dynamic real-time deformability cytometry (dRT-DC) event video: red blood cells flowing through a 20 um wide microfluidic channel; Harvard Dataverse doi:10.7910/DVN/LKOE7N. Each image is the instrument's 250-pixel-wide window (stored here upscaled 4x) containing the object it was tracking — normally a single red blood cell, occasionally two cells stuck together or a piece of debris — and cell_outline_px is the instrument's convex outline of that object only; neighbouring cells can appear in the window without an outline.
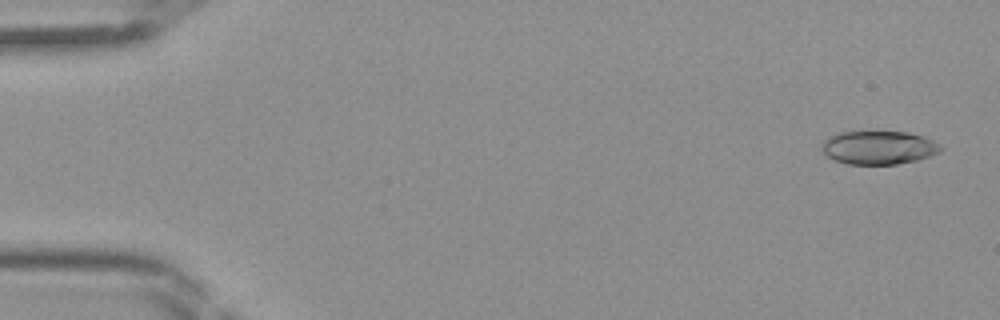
{"species": "Egyptian fruit bat (a non-hibernating species)", "species_latin": "Rousettus aegyptiacus", "temperature_condition": "room temperature", "stored_images_in_passage": 44, "camera_frame_rate_fps": 3000, "um_per_image_px": 0.085, "frame": {"image": 1, "passage_image": 2, "time_ms": 0.333, "image_size_px": [1000, 320], "cell_outline_px": [[944, 148], [940, 152], [916, 160], [896, 164], [848, 164], [836, 160], [828, 156], [824, 152], [824, 140], [828, 136], [840, 132], [908, 132], [924, 136], [932, 140]], "centroid_in_image_um": [74.72, 12.54], "position_along_channel_um": 10.3, "area_um2": 22.89}}
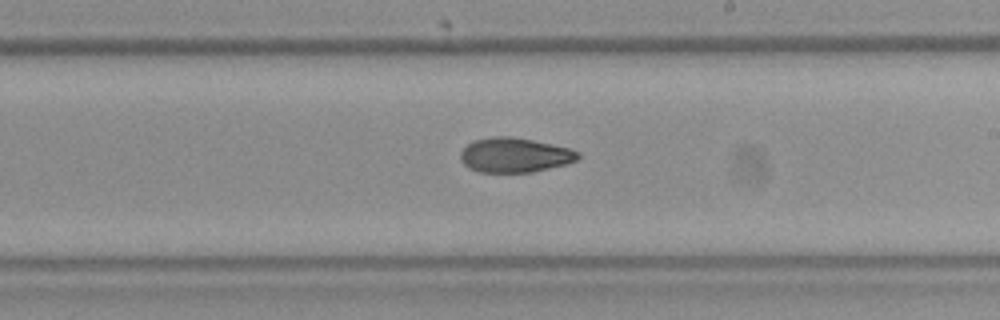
{"frame": {"image": 2, "passage_image": 26, "time_ms": 8.333, "image_size_px": [1000, 320], "cell_outline_px": [[580, 156], [576, 160], [568, 164], [532, 172], [480, 172], [468, 168], [460, 160], [460, 152], [472, 140], [492, 136], [512, 136], [552, 144], [568, 148], [580, 152]], "centroid_in_image_um": [43.73, 13.18], "position_along_channel_um": 245.3, "area_um2": 23.87}}
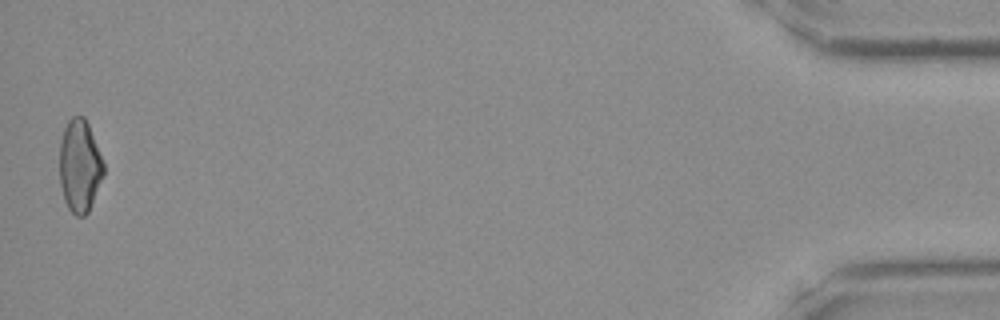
{"frame": {"image": 3, "passage_image": 44, "time_ms": 14.333, "image_size_px": [1000, 320], "cell_outline_px": [[104, 172], [88, 212], [84, 216], [76, 216], [68, 208], [64, 200], [60, 184], [60, 140], [64, 128], [68, 120], [72, 116], [84, 116], [88, 124], [104, 164]], "centroid_in_image_um": [6.75, 14.1], "position_along_channel_um": 428.4, "area_um2": 23.52}}